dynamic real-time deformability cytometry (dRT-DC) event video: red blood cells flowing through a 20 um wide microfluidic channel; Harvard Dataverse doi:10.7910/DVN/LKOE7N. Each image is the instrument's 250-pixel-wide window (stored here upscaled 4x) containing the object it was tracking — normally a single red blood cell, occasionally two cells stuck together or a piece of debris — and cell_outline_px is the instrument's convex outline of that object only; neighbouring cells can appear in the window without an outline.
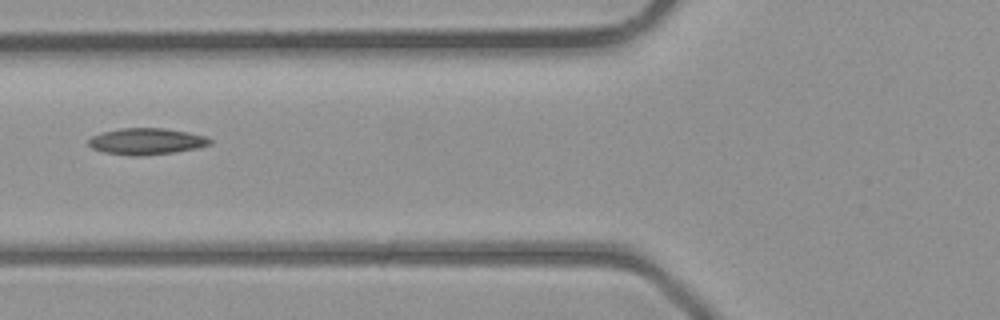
{"species": "common noctule bat (a hibernating species)", "species_latin": "Nyctalus noctula", "temperature_condition": "room temperature", "stored_images_in_passage": 6, "camera_frame_rate_fps": 3000, "um_per_image_px": 0.085, "animal": {"sex": "male", "body_mass_g": 23.1, "forearm_length_mm": 52.7}, "frame": {"image": 1, "passage_image": 6, "time_ms": 6.667, "image_size_px": [1000, 320], "cell_outline_px": [[212, 144], [196, 148], [172, 152], [140, 156], [132, 156], [104, 152], [92, 148], [88, 144], [88, 140], [92, 136], [100, 132], [120, 128], [164, 128], [188, 132], [208, 136], [212, 140]], "centroid_in_image_um": [12.45, 12.0], "position_along_channel_um": 113.4, "area_um2": 18.79}}